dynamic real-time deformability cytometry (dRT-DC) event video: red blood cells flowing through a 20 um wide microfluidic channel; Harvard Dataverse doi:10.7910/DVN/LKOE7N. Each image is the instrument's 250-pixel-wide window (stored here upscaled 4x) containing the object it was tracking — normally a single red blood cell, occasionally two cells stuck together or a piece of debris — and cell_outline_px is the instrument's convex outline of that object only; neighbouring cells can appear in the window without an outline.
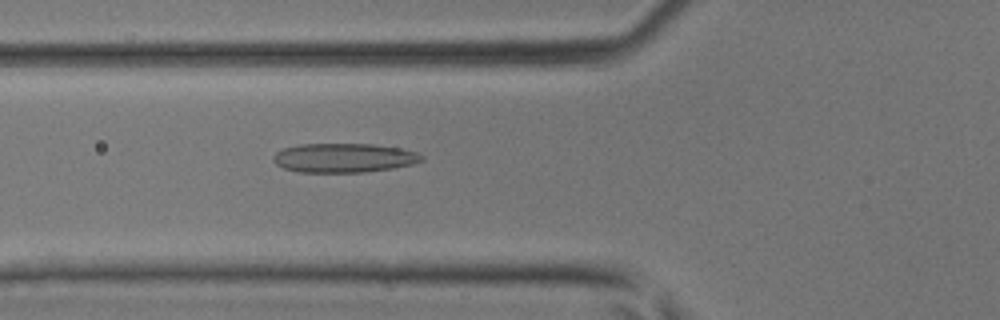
{"species": "common noctule bat (a hibernating species)", "species_latin": "Nyctalus noctula", "temperature_condition": "room temperature", "stored_images_in_passage": 37, "camera_frame_rate_fps": 3000, "um_per_image_px": 0.085, "animal": {"sex": "male", "body_mass_g": 17.9, "forearm_length_mm": 54.2}, "frame": {"image": 1, "passage_image": 8, "time_ms": 2.333, "image_size_px": [1000, 320], "cell_outline_px": [[424, 160], [412, 164], [392, 168], [364, 172], [300, 172], [284, 168], [276, 164], [272, 160], [272, 156], [276, 152], [284, 148], [300, 144], [372, 144], [400, 148], [416, 152], [424, 156]], "centroid_in_image_um": [29.22, 13.41], "position_along_channel_um": 96.6, "area_um2": 25.2}}
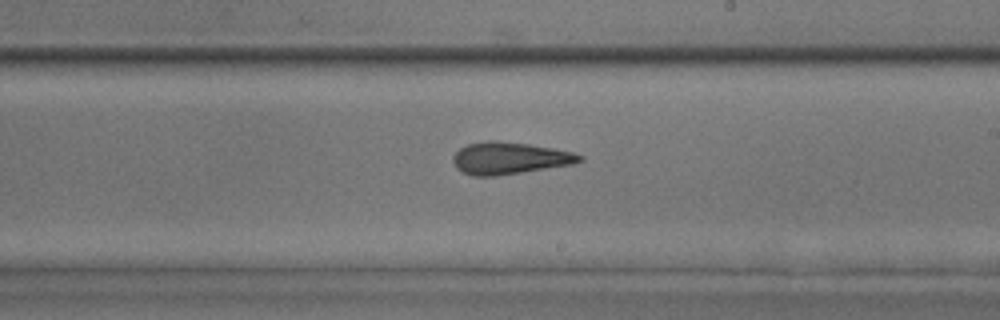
{"frame": {"image": 2, "passage_image": 18, "time_ms": 5.667, "image_size_px": [1000, 320], "cell_outline_px": [[584, 160], [572, 164], [496, 176], [472, 176], [456, 168], [452, 160], [452, 156], [460, 148], [468, 144], [488, 140], [496, 140], [528, 144], [552, 148], [572, 152], [584, 156]], "centroid_in_image_um": [43.29, 13.44], "position_along_channel_um": 245.7, "area_um2": 23.52}}
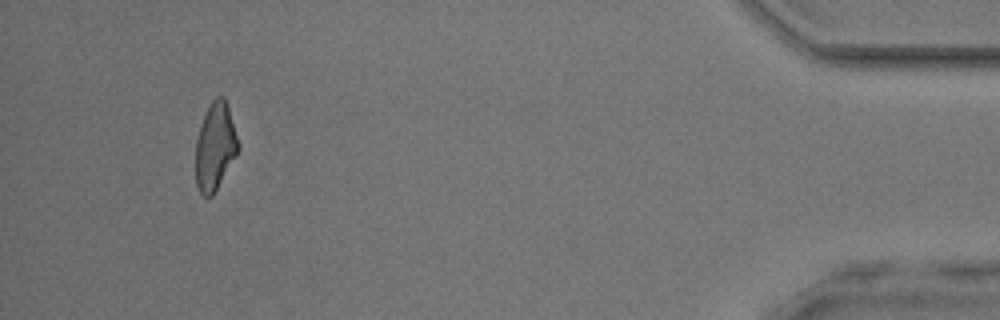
{"frame": {"image": 3, "passage_image": 34, "time_ms": 11.0, "image_size_px": [1000, 320], "cell_outline_px": [[240, 148], [212, 196], [204, 196], [200, 192], [196, 184], [196, 140], [200, 124], [212, 100], [216, 96], [224, 96], [228, 104], [240, 144]], "centroid_in_image_um": [18.3, 12.41], "position_along_channel_um": 416.9, "area_um2": 21.62}}